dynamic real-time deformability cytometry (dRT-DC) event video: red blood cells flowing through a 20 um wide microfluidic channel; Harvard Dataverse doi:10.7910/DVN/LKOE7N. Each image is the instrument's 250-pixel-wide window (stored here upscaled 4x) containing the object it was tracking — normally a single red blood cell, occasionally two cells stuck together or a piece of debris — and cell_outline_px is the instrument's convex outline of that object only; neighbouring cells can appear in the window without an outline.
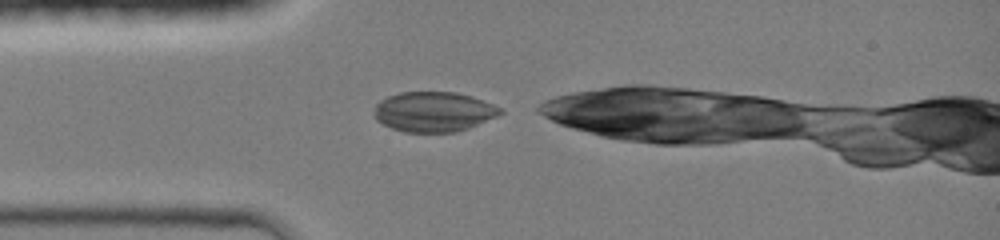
{"species": "common noctule bat (a hibernating species)", "species_latin": "Nyctalus noctula", "temperature_condition": "room temperature", "stored_images_in_passage": 23, "camera_frame_rate_fps": 3000, "um_per_image_px": 0.085, "animal": {"sex": "female", "body_mass_g": 19.0, "forearm_length_mm": 51.5}, "frame": {"image": 1, "passage_image": 1, "time_ms": 0.0, "image_size_px": [1000, 240], "cell_outline_px": [[504, 112], [496, 116], [468, 128], [456, 132], [404, 132], [392, 128], [376, 120], [376, 104], [380, 100], [388, 96], [400, 92], [456, 92], [472, 96], [492, 104], [500, 108]], "centroid_in_image_um": [36.86, 9.49], "position_along_channel_um": 48.1, "area_um2": 29.13}}
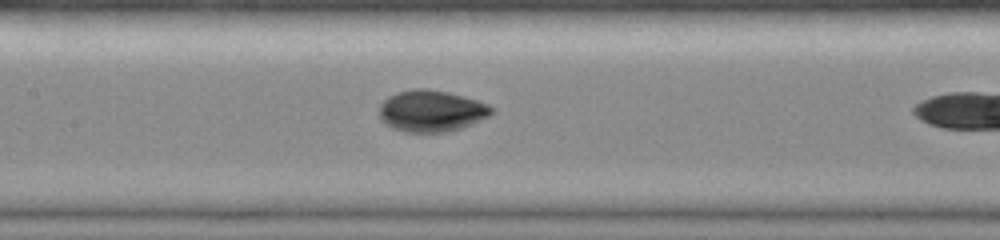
{"frame": {"image": 2, "passage_image": 10, "time_ms": 3.0, "image_size_px": [1000, 240], "cell_outline_px": [[496, 112], [472, 124], [448, 132], [404, 132], [392, 128], [384, 124], [380, 120], [380, 104], [388, 96], [396, 92], [412, 88], [428, 88], [448, 92], [464, 96], [488, 104]], "centroid_in_image_um": [36.64, 9.42], "position_along_channel_um": 170.8, "area_um2": 27.46}}
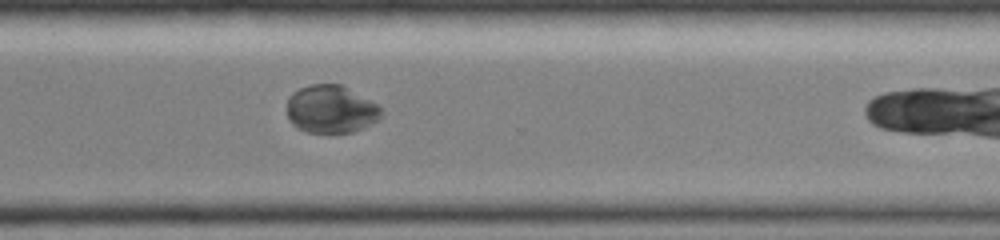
{"frame": {"image": 3, "passage_image": 22, "time_ms": 7.0, "image_size_px": [1000, 240], "cell_outline_px": [[384, 116], [352, 132], [308, 132], [292, 124], [288, 120], [288, 96], [292, 92], [308, 84], [340, 84], [376, 104], [384, 112]], "centroid_in_image_um": [28.1, 9.27], "position_along_channel_um": 342.5, "area_um2": 25.95}}